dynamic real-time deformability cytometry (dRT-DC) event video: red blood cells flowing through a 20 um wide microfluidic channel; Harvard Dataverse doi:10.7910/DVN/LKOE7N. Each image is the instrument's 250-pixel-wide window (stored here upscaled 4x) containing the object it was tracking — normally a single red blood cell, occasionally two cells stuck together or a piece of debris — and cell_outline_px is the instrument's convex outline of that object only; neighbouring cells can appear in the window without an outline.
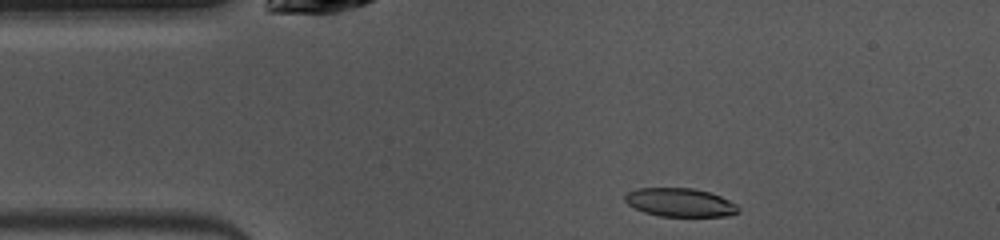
{"species": "common noctule bat (a hibernating species)", "species_latin": "Nyctalus noctula", "temperature_condition": "warm", "stored_images_in_passage": 42, "camera_frame_rate_fps": 3000, "um_per_image_px": 0.085, "animal": {"sex": "female", "body_mass_g": 10.0, "forearm_length_mm": 53.1}, "frame": {"image": 1, "passage_image": 1, "time_ms": 0.0, "image_size_px": [1000, 240], "cell_outline_px": [[740, 212], [728, 216], [660, 216], [644, 212], [628, 204], [624, 200], [624, 196], [628, 192], [636, 188], [692, 188], [708, 192], [720, 196], [736, 204], [740, 208]], "centroid_in_image_um": [57.81, 17.21], "position_along_channel_um": 27.2, "area_um2": 18.79}}
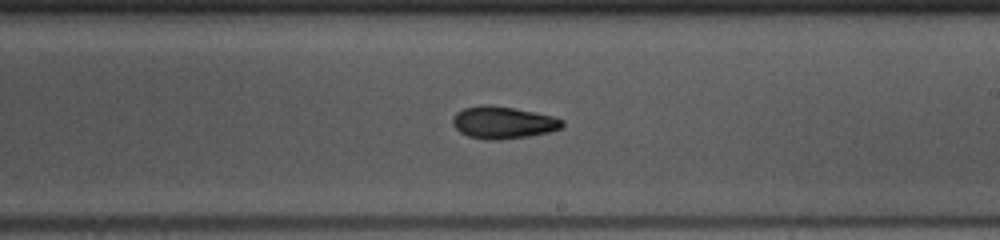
{"frame": {"image": 2, "passage_image": 20, "time_ms": 6.333, "image_size_px": [1000, 240], "cell_outline_px": [[564, 124], [560, 128], [548, 132], [528, 136], [496, 140], [488, 140], [468, 136], [460, 132], [452, 124], [452, 120], [456, 112], [464, 108], [484, 104], [512, 108], [552, 116], [564, 120]], "centroid_in_image_um": [42.73, 10.42], "position_along_channel_um": 246.3, "area_um2": 20.29}}
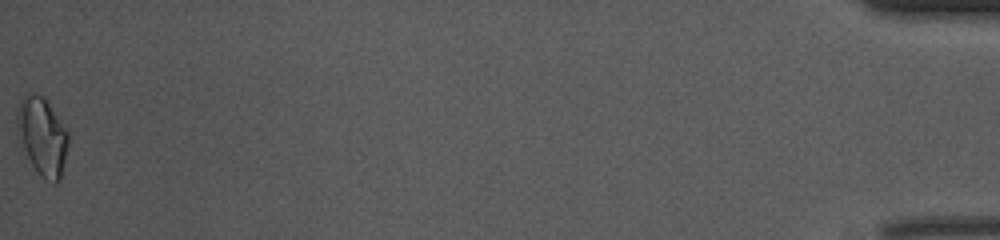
{"frame": {"image": 3, "passage_image": 42, "time_ms": 13.667, "image_size_px": [1000, 240], "cell_outline_px": [[68, 144], [60, 180], [56, 184], [44, 180], [40, 176], [32, 164], [24, 148], [16, 128], [16, 112], [20, 100], [28, 92], [32, 92], [44, 96], [68, 132]], "centroid_in_image_um": [3.59, 11.57], "position_along_channel_um": 431.6, "area_um2": 23.18}, "authors_computed_cell_mechanics": {"area_um2": 19.7965, "velocity_mm_per_s": 4.021, "shape_relaxation_time_tau1_ms": 5.0915, "shape_relaxation_time_tau2_ms": 6.4054, "deformation_change_tau1": 0.1715, "deformation_change_tau2": 0.107}}